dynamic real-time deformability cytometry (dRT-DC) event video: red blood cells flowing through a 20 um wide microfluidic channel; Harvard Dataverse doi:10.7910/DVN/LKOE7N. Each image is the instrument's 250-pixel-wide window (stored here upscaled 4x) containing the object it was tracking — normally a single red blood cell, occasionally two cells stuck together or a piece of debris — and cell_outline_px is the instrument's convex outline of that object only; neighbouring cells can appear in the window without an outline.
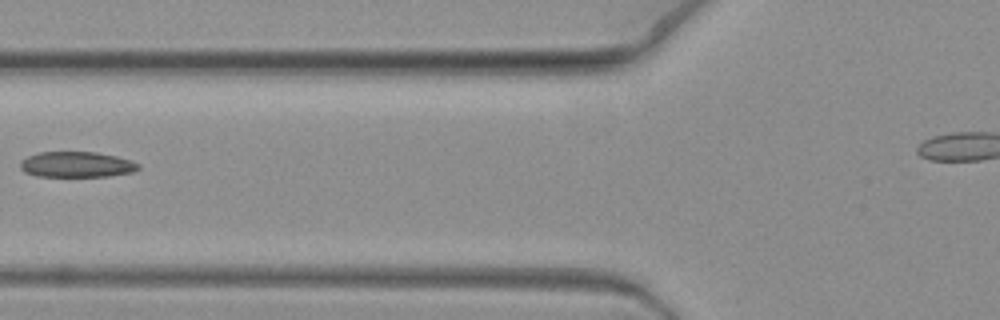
{"species": "common noctule bat (a hibernating species)", "species_latin": "Nyctalus noctula", "temperature_condition": "warm", "stored_images_in_passage": 11, "camera_frame_rate_fps": 3000, "um_per_image_px": 0.085, "animal": {"sex": "female", "body_mass_g": 19.3, "forearm_length_mm": 54.1}, "frame": {"image": 1, "passage_image": 7, "time_ms": 2.0, "image_size_px": [1000, 320], "cell_outline_px": [[140, 168], [132, 172], [108, 176], [36, 176], [24, 172], [20, 168], [20, 160], [28, 156], [40, 152], [96, 152], [116, 156], [140, 164]], "centroid_in_image_um": [6.48, 13.98], "position_along_channel_um": 119.3, "area_um2": 17.57}}